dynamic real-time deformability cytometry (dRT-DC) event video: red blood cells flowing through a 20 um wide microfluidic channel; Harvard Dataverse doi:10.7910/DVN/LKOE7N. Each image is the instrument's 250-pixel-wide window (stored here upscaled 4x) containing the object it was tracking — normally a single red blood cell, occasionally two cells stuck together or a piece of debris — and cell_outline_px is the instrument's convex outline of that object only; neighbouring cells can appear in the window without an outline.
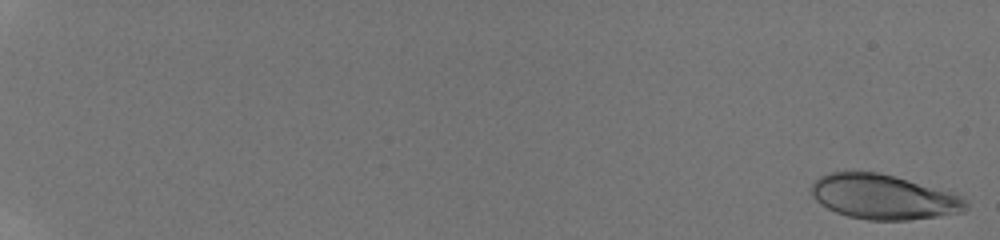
{"species": "human", "species_latin": "Homo sapiens", "temperature_condition": "room temperature", "stored_images_in_passage": 53, "camera_frame_rate_fps": 3000, "um_per_image_px": 0.085, "donor": {"sex": "male"}, "frame": {"image": 1, "passage_image": 1, "time_ms": 0.0, "image_size_px": [1000, 240], "cell_outline_px": [[968, 208], [964, 212], [908, 220], [868, 220], [848, 216], [836, 212], [820, 204], [812, 196], [812, 184], [820, 176], [828, 172], [880, 172], [956, 192], [968, 200]], "centroid_in_image_um": [75.16, 16.73], "position_along_channel_um": 9.8, "area_um2": 40.69}}
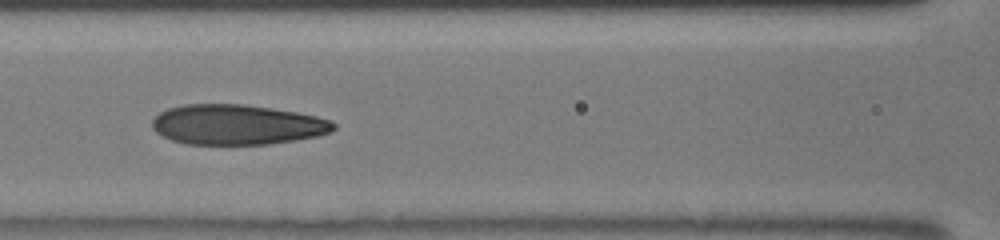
{"frame": {"image": 2, "passage_image": 28, "time_ms": 9.0, "image_size_px": [1000, 240], "cell_outline_px": [[336, 128], [332, 132], [320, 136], [296, 140], [268, 144], [184, 144], [172, 140], [156, 132], [152, 128], [152, 120], [160, 112], [168, 108], [184, 104], [244, 104], [296, 112], [316, 116], [332, 120], [336, 124]], "centroid_in_image_um": [20.17, 10.6], "position_along_channel_um": 146.4, "area_um2": 42.6}}
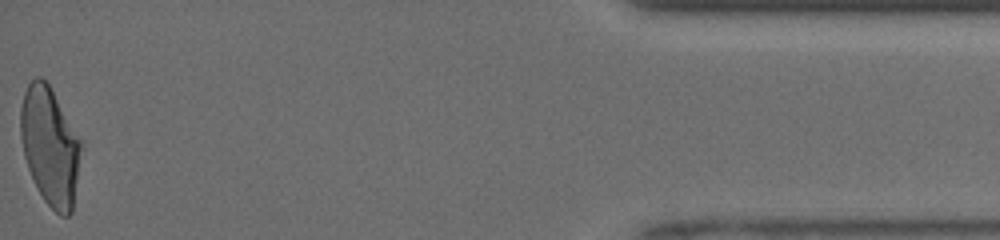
{"frame": {"image": 3, "passage_image": 53, "time_ms": 17.333, "image_size_px": [1000, 240], "cell_outline_px": [[84, 148], [72, 212], [68, 216], [60, 216], [44, 200], [28, 168], [24, 156], [20, 136], [20, 108], [24, 92], [28, 84], [36, 76], [40, 76], [48, 84], [84, 144]], "centroid_in_image_um": [4.28, 12.44], "position_along_channel_um": 430.9, "area_um2": 41.96}, "authors_computed_cell_mechanics": {"area_um2": 41.616, "velocity_mm_per_s": 4.214, "shape_relaxation_time_tau1_ms": 6.2751, "shape_relaxation_time_tau2_ms": 1.2593, "deformation_change_tau1": 0.2189, "deformation_change_tau2": 0.0949}}